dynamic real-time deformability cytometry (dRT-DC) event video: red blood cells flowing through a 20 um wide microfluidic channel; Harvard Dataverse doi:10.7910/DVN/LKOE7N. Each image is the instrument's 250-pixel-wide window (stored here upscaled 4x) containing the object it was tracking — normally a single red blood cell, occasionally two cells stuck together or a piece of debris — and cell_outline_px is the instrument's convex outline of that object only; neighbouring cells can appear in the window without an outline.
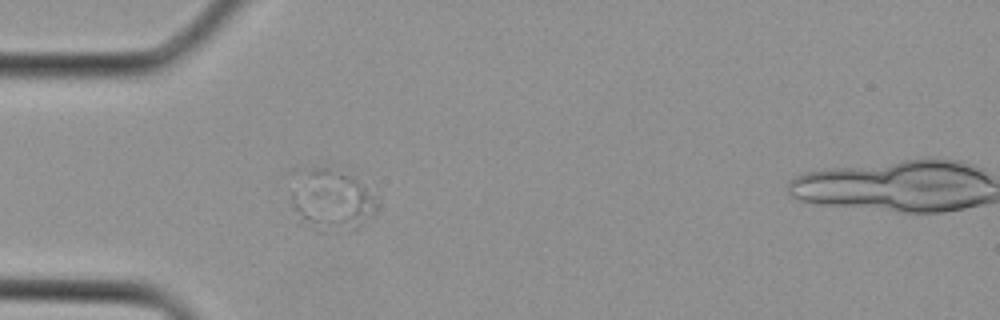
{"species": "Egyptian fruit bat (a non-hibernating species)", "species_latin": "Rousettus aegyptiacus", "temperature_condition": "cold", "stored_images_in_passage": 4, "camera_frame_rate_fps": 3000, "um_per_image_px": 0.085, "animal": {"sex": "female"}, "frame": {"image": 1, "passage_image": 3, "time_ms": 0.667, "image_size_px": [1000, 320], "cell_outline_px": [[380, 196], [376, 212], [364, 224], [356, 228], [340, 232], [316, 232], [300, 224], [292, 208], [288, 172], [292, 168], [328, 168], [340, 172], [348, 176]], "centroid_in_image_um": [28.05, 17.0], "position_along_channel_um": 56.9, "area_um2": 32.6}}